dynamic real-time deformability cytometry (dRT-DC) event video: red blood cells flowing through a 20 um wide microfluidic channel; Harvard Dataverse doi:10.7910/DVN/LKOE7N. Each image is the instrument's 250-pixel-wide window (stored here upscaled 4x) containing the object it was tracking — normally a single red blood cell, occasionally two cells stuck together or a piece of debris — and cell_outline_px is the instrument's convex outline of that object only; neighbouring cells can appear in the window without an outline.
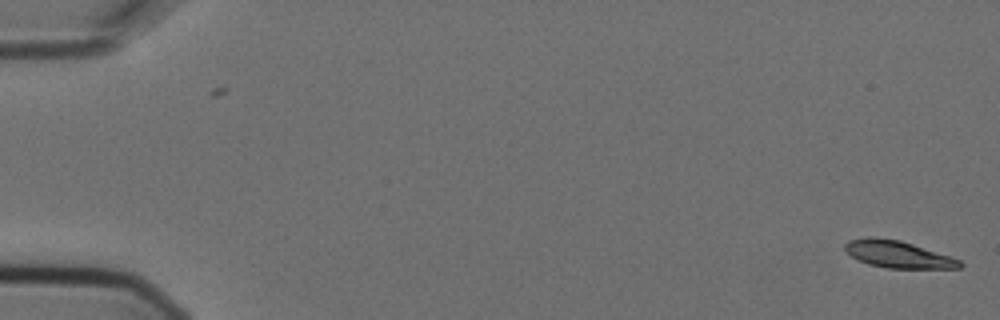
{"species": "Egyptian fruit bat (a non-hibernating species)", "species_latin": "Rousettus aegyptiacus", "temperature_condition": "cold", "stored_images_in_passage": 2, "camera_frame_rate_fps": 3000, "um_per_image_px": 0.085, "animal": {"sex": "female"}, "frame": {"image": 1, "passage_image": 2, "time_ms": 0.333, "image_size_px": [1000, 320], "cell_outline_px": [[964, 264], [960, 268], [888, 268], [868, 264], [856, 260], [844, 248], [844, 244], [848, 240], [868, 236], [872, 236], [900, 240], [952, 256], [960, 260]], "centroid_in_image_um": [76.32, 21.61], "position_along_channel_um": 8.7, "area_um2": 18.26}}